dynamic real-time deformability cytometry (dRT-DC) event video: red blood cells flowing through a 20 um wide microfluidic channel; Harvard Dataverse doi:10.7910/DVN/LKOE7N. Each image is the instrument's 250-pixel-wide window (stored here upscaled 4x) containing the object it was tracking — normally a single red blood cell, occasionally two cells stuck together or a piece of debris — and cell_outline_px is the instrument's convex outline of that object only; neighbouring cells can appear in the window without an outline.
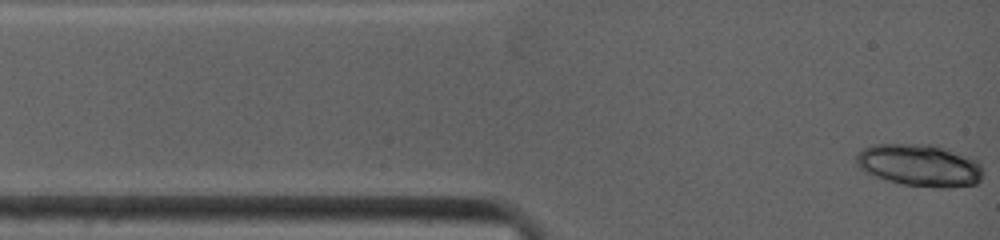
{"species": "common noctule bat (a hibernating species)", "species_latin": "Nyctalus noctula", "temperature_condition": "warm", "stored_images_in_passage": 6, "camera_frame_rate_fps": 4500, "um_per_image_px": 0.085, "animal": {"sex": "female", "body_mass_g": 19.0, "forearm_length_mm": 53.3}, "frame": {"image": 1, "passage_image": 1, "time_ms": 0.0, "image_size_px": [1000, 240], "cell_outline_px": [[980, 180], [976, 184], [944, 188], [936, 188], [904, 184], [888, 180], [864, 172], [860, 168], [856, 160], [856, 156], [864, 148], [872, 144], [936, 144], [976, 160], [980, 164]], "centroid_in_image_um": [78.15, 14.04], "position_along_channel_um": 6.8, "area_um2": 30.92}}